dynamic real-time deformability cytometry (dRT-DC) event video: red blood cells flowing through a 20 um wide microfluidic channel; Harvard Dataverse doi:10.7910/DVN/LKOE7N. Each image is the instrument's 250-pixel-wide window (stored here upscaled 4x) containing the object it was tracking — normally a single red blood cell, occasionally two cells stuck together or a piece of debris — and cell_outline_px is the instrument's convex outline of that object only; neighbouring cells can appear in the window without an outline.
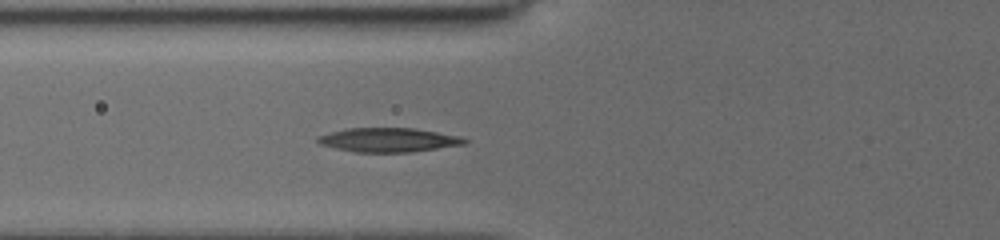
{"species": "common noctule bat (a hibernating species)", "species_latin": "Nyctalus noctula", "temperature_condition": "cold", "stored_images_in_passage": 6, "camera_frame_rate_fps": 3000, "um_per_image_px": 0.085, "animal": {"sex": "female", "body_mass_g": 19.5, "forearm_length_mm": 54.1}, "frame": {"image": 1, "passage_image": 6, "time_ms": 3.333, "image_size_px": [1000, 240], "cell_outline_px": [[468, 140], [464, 144], [412, 152], [356, 152], [336, 148], [320, 144], [316, 140], [316, 136], [348, 128], [412, 128], [460, 136]], "centroid_in_image_um": [33.0, 11.89], "position_along_channel_um": 92.8, "area_um2": 20.4}}